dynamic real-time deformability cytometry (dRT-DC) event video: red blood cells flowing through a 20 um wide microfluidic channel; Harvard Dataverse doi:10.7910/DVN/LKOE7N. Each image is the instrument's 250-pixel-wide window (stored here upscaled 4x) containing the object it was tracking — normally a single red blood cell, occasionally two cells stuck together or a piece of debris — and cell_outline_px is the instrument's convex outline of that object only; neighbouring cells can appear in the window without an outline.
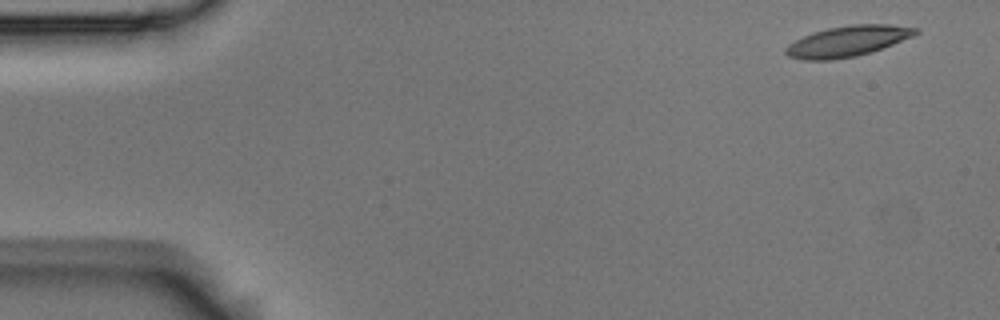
{"species": "Egyptian fruit bat (a non-hibernating species)", "species_latin": "Rousettus aegyptiacus", "temperature_condition": "room temperature", "stored_images_in_passage": 5, "camera_frame_rate_fps": 3000, "um_per_image_px": 0.085, "animal": {"sex": "male"}, "frame": {"image": 1, "passage_image": 1, "time_ms": 0.0, "image_size_px": [1000, 320], "cell_outline_px": [[920, 32], [912, 36], [892, 44], [856, 56], [832, 60], [800, 60], [788, 56], [784, 52], [784, 48], [788, 44], [812, 32], [828, 28], [852, 24], [888, 24], [920, 28]], "centroid_in_image_um": [72.01, 3.5], "position_along_channel_um": 13.0, "area_um2": 23.12}}
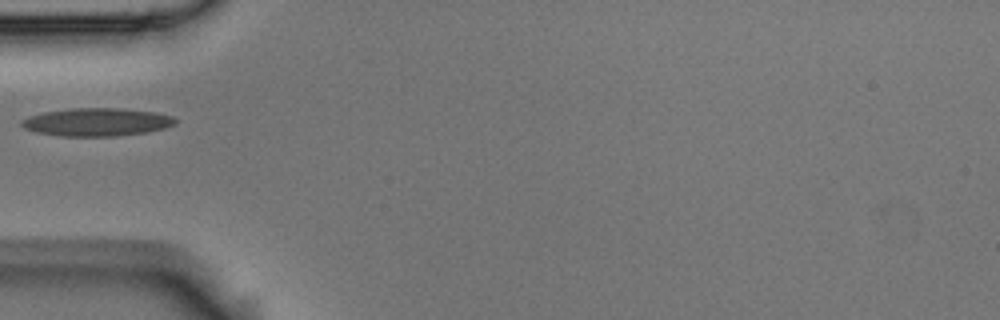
{"frame": {"image": 2, "passage_image": 4, "time_ms": 1.0, "image_size_px": [1000, 320], "cell_outline_px": [[176, 124], [164, 128], [144, 132], [116, 136], [60, 136], [36, 132], [24, 128], [20, 124], [20, 120], [28, 116], [44, 112], [68, 108], [120, 108], [156, 112], [172, 116], [176, 120]], "centroid_in_image_um": [8.19, 10.37], "position_along_channel_um": 76.8, "area_um2": 25.14}}
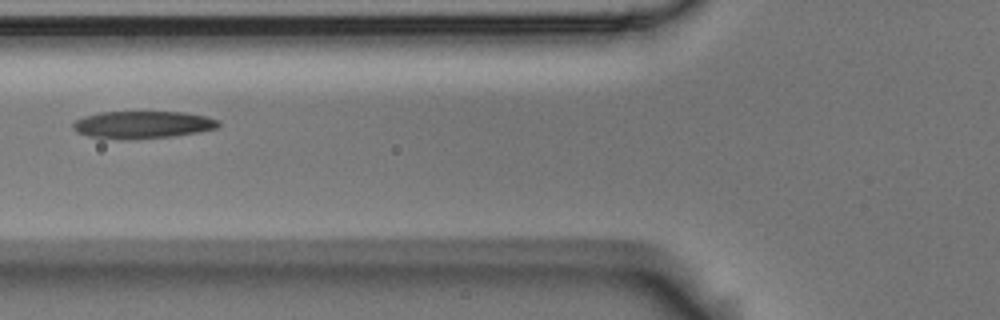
{"frame": {"image": 3, "passage_image": 5, "time_ms": 1.333, "image_size_px": [1000, 320], "cell_outline_px": [[220, 124], [216, 128], [196, 132], [172, 136], [128, 140], [88, 136], [76, 132], [72, 128], [72, 124], [76, 120], [84, 116], [100, 112], [184, 112], [208, 116], [220, 120]], "centroid_in_image_um": [12.11, 10.6], "position_along_channel_um": 113.7, "area_um2": 23.29}}